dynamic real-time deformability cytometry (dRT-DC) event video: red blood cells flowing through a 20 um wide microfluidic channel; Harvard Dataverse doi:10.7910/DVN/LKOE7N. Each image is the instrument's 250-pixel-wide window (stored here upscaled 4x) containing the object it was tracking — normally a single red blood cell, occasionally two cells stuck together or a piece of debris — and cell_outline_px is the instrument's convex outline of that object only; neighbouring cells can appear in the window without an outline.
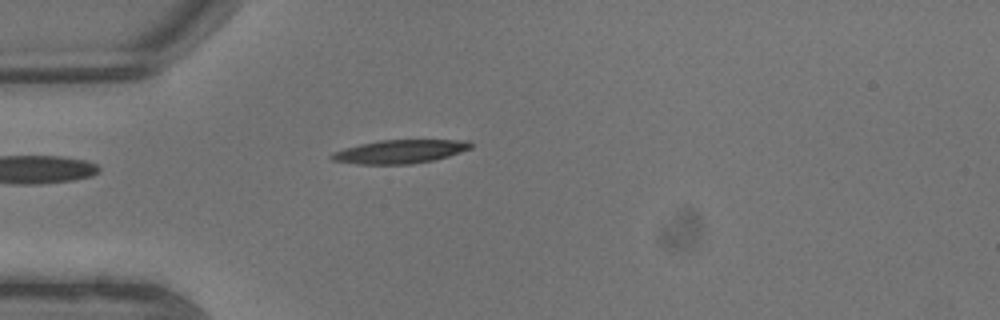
{"species": "common noctule bat (a hibernating species)", "species_latin": "Nyctalus noctula", "temperature_condition": "warm", "stored_images_in_passage": 6, "segment_of_instrument_passage": [2, 2], "camera_frame_rate_fps": 3000, "um_per_image_px": 0.085, "animal": {"sex": "male", "body_mass_g": 13.3}, "frame": {"image": 1, "passage_image": 6, "time_ms": 1.667, "image_size_px": [1000, 320], "cell_outline_px": [[472, 148], [448, 156], [432, 160], [412, 164], [356, 164], [332, 160], [328, 156], [332, 152], [344, 148], [360, 144], [380, 140], [468, 140], [472, 144]], "centroid_in_image_um": [33.96, 12.88], "position_along_channel_um": 51.0, "area_um2": 19.07}}